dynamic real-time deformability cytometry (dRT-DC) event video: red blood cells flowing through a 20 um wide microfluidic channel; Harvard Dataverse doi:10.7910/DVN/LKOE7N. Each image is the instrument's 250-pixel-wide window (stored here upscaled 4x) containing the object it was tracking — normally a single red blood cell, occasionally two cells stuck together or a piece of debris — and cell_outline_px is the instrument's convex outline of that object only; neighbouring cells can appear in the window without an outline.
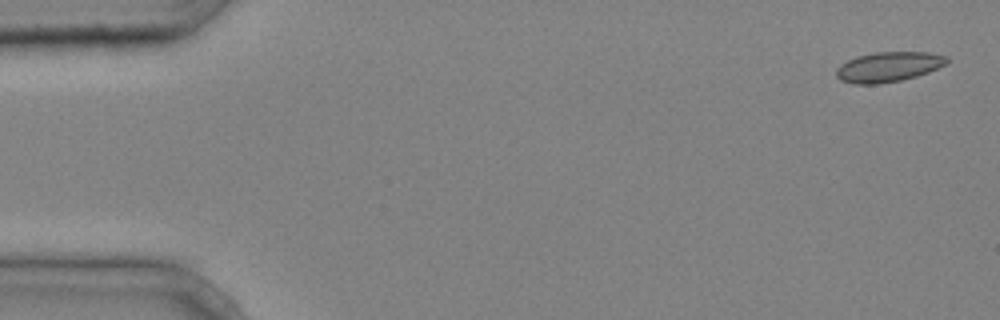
{"species": "common noctule bat (a hibernating species)", "species_latin": "Nyctalus noctula", "temperature_condition": "cold", "stored_images_in_passage": 3, "camera_frame_rate_fps": 3000, "um_per_image_px": 0.085, "animal": {"sex": "male", "body_mass_g": 20.4}, "frame": {"image": 1, "passage_image": 1, "time_ms": 0.0, "image_size_px": [1000, 320], "cell_outline_px": [[948, 64], [928, 72], [916, 76], [900, 80], [876, 84], [852, 84], [840, 80], [836, 76], [836, 68], [840, 64], [856, 56], [876, 52], [928, 52], [948, 56]], "centroid_in_image_um": [75.51, 5.68], "position_along_channel_um": 9.5, "area_um2": 19.42}}
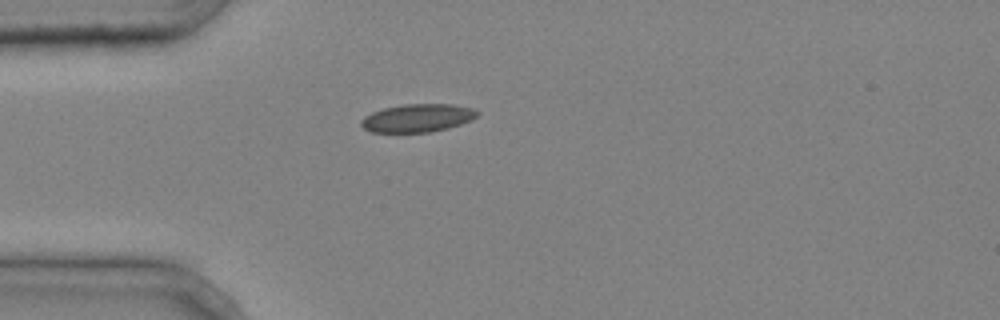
{"frame": {"image": 2, "passage_image": 3, "time_ms": 0.667, "image_size_px": [1000, 320], "cell_outline_px": [[480, 112], [472, 120], [448, 128], [428, 132], [372, 132], [364, 128], [360, 124], [360, 120], [364, 116], [372, 112], [384, 108], [404, 104], [452, 104], [472, 108]], "centroid_in_image_um": [35.48, 10.03], "position_along_channel_um": 49.5, "area_um2": 18.96}}